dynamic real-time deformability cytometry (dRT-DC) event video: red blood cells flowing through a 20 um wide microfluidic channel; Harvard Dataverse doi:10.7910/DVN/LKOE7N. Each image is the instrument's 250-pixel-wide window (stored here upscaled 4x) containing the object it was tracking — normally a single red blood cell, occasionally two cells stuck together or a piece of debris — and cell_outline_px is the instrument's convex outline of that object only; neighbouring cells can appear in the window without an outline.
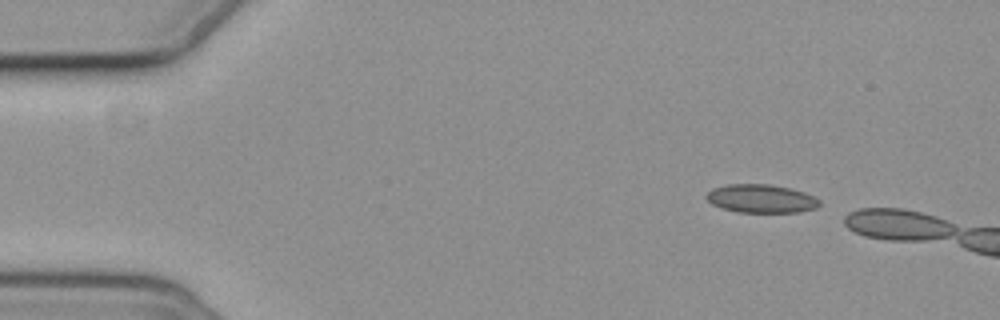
{"species": "common noctule bat (a hibernating species)", "species_latin": "Nyctalus noctula", "temperature_condition": "cold", "stored_images_in_passage": 3, "camera_frame_rate_fps": 3000, "um_per_image_px": 0.085, "animal": {"sex": "female", "body_mass_g": 19.3, "forearm_length_mm": 54.1}, "frame": {"image": 1, "passage_image": 1, "time_ms": 0.0, "image_size_px": [1000, 320], "cell_outline_px": [[820, 204], [816, 208], [800, 212], [736, 212], [720, 208], [712, 204], [704, 196], [712, 188], [728, 184], [768, 184], [788, 188], [804, 192], [816, 196], [820, 200]], "centroid_in_image_um": [64.69, 16.89], "position_along_channel_um": 20.3, "area_um2": 18.84}}